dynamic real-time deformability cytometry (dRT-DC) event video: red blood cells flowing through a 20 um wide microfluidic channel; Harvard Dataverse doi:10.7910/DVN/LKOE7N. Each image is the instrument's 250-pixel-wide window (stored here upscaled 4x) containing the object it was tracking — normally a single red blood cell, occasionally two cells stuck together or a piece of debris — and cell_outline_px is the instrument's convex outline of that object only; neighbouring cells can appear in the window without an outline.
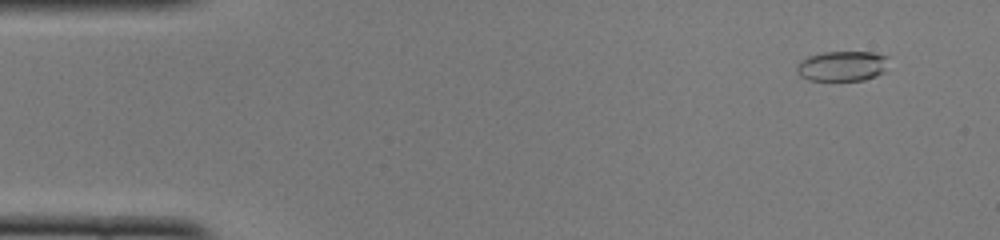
{"species": "common noctule bat (a hibernating species)", "species_latin": "Nyctalus noctula", "temperature_condition": "cold", "stored_images_in_passage": 50, "camera_frame_rate_fps": 3000, "um_per_image_px": 0.085, "animal": {"sex": "female", "body_mass_g": 22.0, "forearm_length_mm": 56.7}, "frame": {"image": 1, "passage_image": 4, "time_ms": 1.0, "image_size_px": [1000, 240], "cell_outline_px": [[888, 56], [884, 72], [876, 76], [864, 80], [808, 80], [800, 76], [796, 72], [796, 68], [800, 60], [808, 56], [824, 52], [876, 52]], "centroid_in_image_um": [71.58, 5.61], "position_along_channel_um": 13.4, "area_um2": 16.24}}
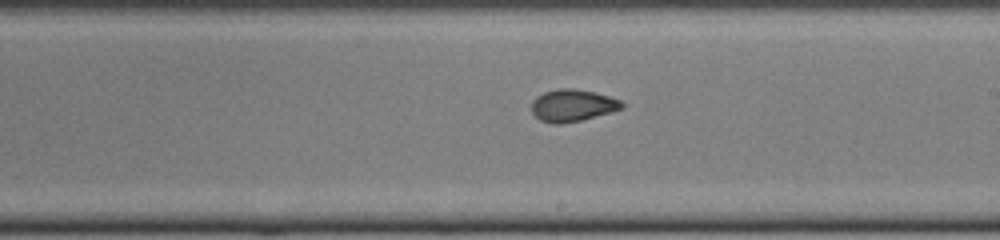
{"frame": {"image": 2, "passage_image": 29, "time_ms": 9.333, "image_size_px": [1000, 240], "cell_outline_px": [[624, 108], [580, 120], [560, 124], [552, 124], [540, 120], [532, 112], [532, 100], [536, 96], [544, 92], [560, 88], [572, 88], [592, 92], [608, 96], [620, 100], [624, 104]], "centroid_in_image_um": [48.63, 8.96], "position_along_channel_um": 240.4, "area_um2": 16.7}}
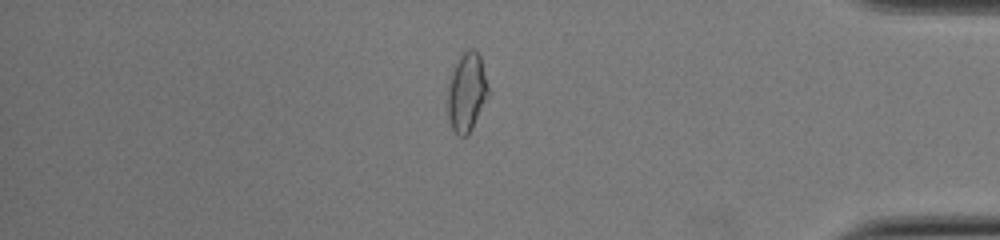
{"frame": {"image": 3, "passage_image": 43, "time_ms": 14.0, "image_size_px": [1000, 240], "cell_outline_px": [[488, 96], [468, 136], [460, 136], [452, 128], [448, 120], [448, 84], [452, 72], [460, 56], [468, 48], [472, 48], [480, 56], [488, 84]], "centroid_in_image_um": [39.67, 7.85], "position_along_channel_um": 395.5, "area_um2": 18.44}, "authors_computed_cell_mechanics": {"area_um2": 16.9932, "velocity_mm_per_s": 4.0017, "shape_relaxation_time_tau1_ms": null, "shape_relaxation_time_tau2_ms": 1.431, "deformation_change_tau1": null, "deformation_change_tau2": 0.0549}}